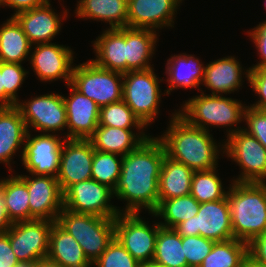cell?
Segmentation results:
<instances>
[{
  "label": "cell",
  "instance_id": "cell-14",
  "mask_svg": "<svg viewBox=\"0 0 266 267\" xmlns=\"http://www.w3.org/2000/svg\"><path fill=\"white\" fill-rule=\"evenodd\" d=\"M59 134L26 133L22 164L33 175L57 177L60 167V156L65 138ZM32 136V137H31Z\"/></svg>",
  "mask_w": 266,
  "mask_h": 267
},
{
  "label": "cell",
  "instance_id": "cell-53",
  "mask_svg": "<svg viewBox=\"0 0 266 267\" xmlns=\"http://www.w3.org/2000/svg\"><path fill=\"white\" fill-rule=\"evenodd\" d=\"M6 3V0H0V7Z\"/></svg>",
  "mask_w": 266,
  "mask_h": 267
},
{
  "label": "cell",
  "instance_id": "cell-42",
  "mask_svg": "<svg viewBox=\"0 0 266 267\" xmlns=\"http://www.w3.org/2000/svg\"><path fill=\"white\" fill-rule=\"evenodd\" d=\"M248 83L259 96V100L249 106L266 112V67L250 68Z\"/></svg>",
  "mask_w": 266,
  "mask_h": 267
},
{
  "label": "cell",
  "instance_id": "cell-36",
  "mask_svg": "<svg viewBox=\"0 0 266 267\" xmlns=\"http://www.w3.org/2000/svg\"><path fill=\"white\" fill-rule=\"evenodd\" d=\"M98 125L123 129L136 128L139 133H145L147 128L123 100L101 107Z\"/></svg>",
  "mask_w": 266,
  "mask_h": 267
},
{
  "label": "cell",
  "instance_id": "cell-20",
  "mask_svg": "<svg viewBox=\"0 0 266 267\" xmlns=\"http://www.w3.org/2000/svg\"><path fill=\"white\" fill-rule=\"evenodd\" d=\"M50 2L48 0L40 7L21 11L13 16L21 25L32 46L51 43L55 36L60 33L62 20L68 18L67 8L59 16L56 11L54 12Z\"/></svg>",
  "mask_w": 266,
  "mask_h": 267
},
{
  "label": "cell",
  "instance_id": "cell-37",
  "mask_svg": "<svg viewBox=\"0 0 266 267\" xmlns=\"http://www.w3.org/2000/svg\"><path fill=\"white\" fill-rule=\"evenodd\" d=\"M123 156L94 150L91 179L115 189L121 174Z\"/></svg>",
  "mask_w": 266,
  "mask_h": 267
},
{
  "label": "cell",
  "instance_id": "cell-9",
  "mask_svg": "<svg viewBox=\"0 0 266 267\" xmlns=\"http://www.w3.org/2000/svg\"><path fill=\"white\" fill-rule=\"evenodd\" d=\"M224 153L238 166L241 173L233 182L266 181V148L245 130L230 134L224 141Z\"/></svg>",
  "mask_w": 266,
  "mask_h": 267
},
{
  "label": "cell",
  "instance_id": "cell-12",
  "mask_svg": "<svg viewBox=\"0 0 266 267\" xmlns=\"http://www.w3.org/2000/svg\"><path fill=\"white\" fill-rule=\"evenodd\" d=\"M112 198L111 188L90 178L71 185L63 193V206L75 213L116 218L119 207L111 204Z\"/></svg>",
  "mask_w": 266,
  "mask_h": 267
},
{
  "label": "cell",
  "instance_id": "cell-19",
  "mask_svg": "<svg viewBox=\"0 0 266 267\" xmlns=\"http://www.w3.org/2000/svg\"><path fill=\"white\" fill-rule=\"evenodd\" d=\"M183 0H128V27L158 29L174 27V15Z\"/></svg>",
  "mask_w": 266,
  "mask_h": 267
},
{
  "label": "cell",
  "instance_id": "cell-38",
  "mask_svg": "<svg viewBox=\"0 0 266 267\" xmlns=\"http://www.w3.org/2000/svg\"><path fill=\"white\" fill-rule=\"evenodd\" d=\"M1 74H3L4 107L15 106L20 102L17 91H20L19 88L29 71L20 63L1 62Z\"/></svg>",
  "mask_w": 266,
  "mask_h": 267
},
{
  "label": "cell",
  "instance_id": "cell-35",
  "mask_svg": "<svg viewBox=\"0 0 266 267\" xmlns=\"http://www.w3.org/2000/svg\"><path fill=\"white\" fill-rule=\"evenodd\" d=\"M217 168L194 171L191 183V195L201 204L223 199L227 191L224 190L222 180L217 174Z\"/></svg>",
  "mask_w": 266,
  "mask_h": 267
},
{
  "label": "cell",
  "instance_id": "cell-13",
  "mask_svg": "<svg viewBox=\"0 0 266 267\" xmlns=\"http://www.w3.org/2000/svg\"><path fill=\"white\" fill-rule=\"evenodd\" d=\"M54 221L33 219L13 223L8 229L12 251L19 261L38 262L47 258Z\"/></svg>",
  "mask_w": 266,
  "mask_h": 267
},
{
  "label": "cell",
  "instance_id": "cell-27",
  "mask_svg": "<svg viewBox=\"0 0 266 267\" xmlns=\"http://www.w3.org/2000/svg\"><path fill=\"white\" fill-rule=\"evenodd\" d=\"M75 14L80 19L109 23L108 29L128 27V0H79Z\"/></svg>",
  "mask_w": 266,
  "mask_h": 267
},
{
  "label": "cell",
  "instance_id": "cell-6",
  "mask_svg": "<svg viewBox=\"0 0 266 267\" xmlns=\"http://www.w3.org/2000/svg\"><path fill=\"white\" fill-rule=\"evenodd\" d=\"M160 82L163 79L155 74L154 68L129 71L123 74L122 100L146 126L154 123L160 113Z\"/></svg>",
  "mask_w": 266,
  "mask_h": 267
},
{
  "label": "cell",
  "instance_id": "cell-7",
  "mask_svg": "<svg viewBox=\"0 0 266 267\" xmlns=\"http://www.w3.org/2000/svg\"><path fill=\"white\" fill-rule=\"evenodd\" d=\"M70 84L100 108L122 100L123 74L101 68L92 60L73 67Z\"/></svg>",
  "mask_w": 266,
  "mask_h": 267
},
{
  "label": "cell",
  "instance_id": "cell-54",
  "mask_svg": "<svg viewBox=\"0 0 266 267\" xmlns=\"http://www.w3.org/2000/svg\"><path fill=\"white\" fill-rule=\"evenodd\" d=\"M34 267H39V261L36 262L35 266Z\"/></svg>",
  "mask_w": 266,
  "mask_h": 267
},
{
  "label": "cell",
  "instance_id": "cell-49",
  "mask_svg": "<svg viewBox=\"0 0 266 267\" xmlns=\"http://www.w3.org/2000/svg\"><path fill=\"white\" fill-rule=\"evenodd\" d=\"M39 267H61V266L46 258L43 260H39Z\"/></svg>",
  "mask_w": 266,
  "mask_h": 267
},
{
  "label": "cell",
  "instance_id": "cell-41",
  "mask_svg": "<svg viewBox=\"0 0 266 267\" xmlns=\"http://www.w3.org/2000/svg\"><path fill=\"white\" fill-rule=\"evenodd\" d=\"M244 121L247 126L243 127V130L254 136L266 148V112L248 105L244 111Z\"/></svg>",
  "mask_w": 266,
  "mask_h": 267
},
{
  "label": "cell",
  "instance_id": "cell-48",
  "mask_svg": "<svg viewBox=\"0 0 266 267\" xmlns=\"http://www.w3.org/2000/svg\"><path fill=\"white\" fill-rule=\"evenodd\" d=\"M0 107H4V87H3V74H1V62H0Z\"/></svg>",
  "mask_w": 266,
  "mask_h": 267
},
{
  "label": "cell",
  "instance_id": "cell-18",
  "mask_svg": "<svg viewBox=\"0 0 266 267\" xmlns=\"http://www.w3.org/2000/svg\"><path fill=\"white\" fill-rule=\"evenodd\" d=\"M68 87L71 88L70 95H63L67 116V135L64 137L88 140L98 127L100 107L70 83Z\"/></svg>",
  "mask_w": 266,
  "mask_h": 267
},
{
  "label": "cell",
  "instance_id": "cell-25",
  "mask_svg": "<svg viewBox=\"0 0 266 267\" xmlns=\"http://www.w3.org/2000/svg\"><path fill=\"white\" fill-rule=\"evenodd\" d=\"M150 136L145 133L135 134L132 129L98 125L88 140L94 150L125 156Z\"/></svg>",
  "mask_w": 266,
  "mask_h": 267
},
{
  "label": "cell",
  "instance_id": "cell-29",
  "mask_svg": "<svg viewBox=\"0 0 266 267\" xmlns=\"http://www.w3.org/2000/svg\"><path fill=\"white\" fill-rule=\"evenodd\" d=\"M193 170L165 155L159 176V203L190 195Z\"/></svg>",
  "mask_w": 266,
  "mask_h": 267
},
{
  "label": "cell",
  "instance_id": "cell-39",
  "mask_svg": "<svg viewBox=\"0 0 266 267\" xmlns=\"http://www.w3.org/2000/svg\"><path fill=\"white\" fill-rule=\"evenodd\" d=\"M92 265L96 267H140V263L115 237Z\"/></svg>",
  "mask_w": 266,
  "mask_h": 267
},
{
  "label": "cell",
  "instance_id": "cell-21",
  "mask_svg": "<svg viewBox=\"0 0 266 267\" xmlns=\"http://www.w3.org/2000/svg\"><path fill=\"white\" fill-rule=\"evenodd\" d=\"M234 56L219 58L207 63L204 69L202 85L211 91V95L230 94L241 89L242 77L249 81L250 68L244 69ZM244 71H243V70ZM246 71V72H245Z\"/></svg>",
  "mask_w": 266,
  "mask_h": 267
},
{
  "label": "cell",
  "instance_id": "cell-45",
  "mask_svg": "<svg viewBox=\"0 0 266 267\" xmlns=\"http://www.w3.org/2000/svg\"><path fill=\"white\" fill-rule=\"evenodd\" d=\"M18 262L11 249L9 233H0V267H14Z\"/></svg>",
  "mask_w": 266,
  "mask_h": 267
},
{
  "label": "cell",
  "instance_id": "cell-1",
  "mask_svg": "<svg viewBox=\"0 0 266 267\" xmlns=\"http://www.w3.org/2000/svg\"><path fill=\"white\" fill-rule=\"evenodd\" d=\"M165 147L158 137L150 136L136 149L123 156L121 174L114 198L126 201L119 213H154L159 206V176Z\"/></svg>",
  "mask_w": 266,
  "mask_h": 267
},
{
  "label": "cell",
  "instance_id": "cell-22",
  "mask_svg": "<svg viewBox=\"0 0 266 267\" xmlns=\"http://www.w3.org/2000/svg\"><path fill=\"white\" fill-rule=\"evenodd\" d=\"M104 30L94 42L92 41L96 59L91 60L101 68L121 74L127 73L126 27Z\"/></svg>",
  "mask_w": 266,
  "mask_h": 267
},
{
  "label": "cell",
  "instance_id": "cell-46",
  "mask_svg": "<svg viewBox=\"0 0 266 267\" xmlns=\"http://www.w3.org/2000/svg\"><path fill=\"white\" fill-rule=\"evenodd\" d=\"M47 1L48 0H6V3L3 5V7L8 6L9 8L14 9L15 12L12 15L13 17L21 11L40 7L44 5Z\"/></svg>",
  "mask_w": 266,
  "mask_h": 267
},
{
  "label": "cell",
  "instance_id": "cell-2",
  "mask_svg": "<svg viewBox=\"0 0 266 267\" xmlns=\"http://www.w3.org/2000/svg\"><path fill=\"white\" fill-rule=\"evenodd\" d=\"M171 116L167 130L158 136L166 155L193 171L217 168L224 143L217 145L210 131L191 125L176 110Z\"/></svg>",
  "mask_w": 266,
  "mask_h": 267
},
{
  "label": "cell",
  "instance_id": "cell-47",
  "mask_svg": "<svg viewBox=\"0 0 266 267\" xmlns=\"http://www.w3.org/2000/svg\"><path fill=\"white\" fill-rule=\"evenodd\" d=\"M12 222L7 214L6 199L0 190V233H5L12 226Z\"/></svg>",
  "mask_w": 266,
  "mask_h": 267
},
{
  "label": "cell",
  "instance_id": "cell-52",
  "mask_svg": "<svg viewBox=\"0 0 266 267\" xmlns=\"http://www.w3.org/2000/svg\"><path fill=\"white\" fill-rule=\"evenodd\" d=\"M140 267H165V266L158 264L154 261H149V262L141 263Z\"/></svg>",
  "mask_w": 266,
  "mask_h": 267
},
{
  "label": "cell",
  "instance_id": "cell-33",
  "mask_svg": "<svg viewBox=\"0 0 266 267\" xmlns=\"http://www.w3.org/2000/svg\"><path fill=\"white\" fill-rule=\"evenodd\" d=\"M153 261L165 267H188L182 237L175 229L159 228Z\"/></svg>",
  "mask_w": 266,
  "mask_h": 267
},
{
  "label": "cell",
  "instance_id": "cell-8",
  "mask_svg": "<svg viewBox=\"0 0 266 267\" xmlns=\"http://www.w3.org/2000/svg\"><path fill=\"white\" fill-rule=\"evenodd\" d=\"M174 229L181 237L200 235L215 242L233 239L227 196L218 201L201 203L196 216L181 222Z\"/></svg>",
  "mask_w": 266,
  "mask_h": 267
},
{
  "label": "cell",
  "instance_id": "cell-31",
  "mask_svg": "<svg viewBox=\"0 0 266 267\" xmlns=\"http://www.w3.org/2000/svg\"><path fill=\"white\" fill-rule=\"evenodd\" d=\"M0 190L6 199L8 217L12 223L30 220L27 185L17 176L0 179Z\"/></svg>",
  "mask_w": 266,
  "mask_h": 267
},
{
  "label": "cell",
  "instance_id": "cell-40",
  "mask_svg": "<svg viewBox=\"0 0 266 267\" xmlns=\"http://www.w3.org/2000/svg\"><path fill=\"white\" fill-rule=\"evenodd\" d=\"M215 241L198 236L182 237L184 255L188 267H199L204 258L211 252Z\"/></svg>",
  "mask_w": 266,
  "mask_h": 267
},
{
  "label": "cell",
  "instance_id": "cell-30",
  "mask_svg": "<svg viewBox=\"0 0 266 267\" xmlns=\"http://www.w3.org/2000/svg\"><path fill=\"white\" fill-rule=\"evenodd\" d=\"M32 45L14 17L0 27V62L20 63L30 56Z\"/></svg>",
  "mask_w": 266,
  "mask_h": 267
},
{
  "label": "cell",
  "instance_id": "cell-32",
  "mask_svg": "<svg viewBox=\"0 0 266 267\" xmlns=\"http://www.w3.org/2000/svg\"><path fill=\"white\" fill-rule=\"evenodd\" d=\"M200 203L190 194L187 196L162 200L157 210L151 213L154 216L163 219L159 221L161 227L174 229L178 224L187 221L198 213Z\"/></svg>",
  "mask_w": 266,
  "mask_h": 267
},
{
  "label": "cell",
  "instance_id": "cell-17",
  "mask_svg": "<svg viewBox=\"0 0 266 267\" xmlns=\"http://www.w3.org/2000/svg\"><path fill=\"white\" fill-rule=\"evenodd\" d=\"M93 156L94 148L89 140L66 139L63 142L56 177L62 193L71 185L91 178Z\"/></svg>",
  "mask_w": 266,
  "mask_h": 267
},
{
  "label": "cell",
  "instance_id": "cell-16",
  "mask_svg": "<svg viewBox=\"0 0 266 267\" xmlns=\"http://www.w3.org/2000/svg\"><path fill=\"white\" fill-rule=\"evenodd\" d=\"M30 175L32 177H30ZM17 175L29 193L30 220L45 219L57 222L63 209V193L54 176Z\"/></svg>",
  "mask_w": 266,
  "mask_h": 267
},
{
  "label": "cell",
  "instance_id": "cell-10",
  "mask_svg": "<svg viewBox=\"0 0 266 267\" xmlns=\"http://www.w3.org/2000/svg\"><path fill=\"white\" fill-rule=\"evenodd\" d=\"M140 213H119L115 218V238L140 264L153 261L159 222L149 225Z\"/></svg>",
  "mask_w": 266,
  "mask_h": 267
},
{
  "label": "cell",
  "instance_id": "cell-44",
  "mask_svg": "<svg viewBox=\"0 0 266 267\" xmlns=\"http://www.w3.org/2000/svg\"><path fill=\"white\" fill-rule=\"evenodd\" d=\"M248 256L266 267V231L248 243Z\"/></svg>",
  "mask_w": 266,
  "mask_h": 267
},
{
  "label": "cell",
  "instance_id": "cell-5",
  "mask_svg": "<svg viewBox=\"0 0 266 267\" xmlns=\"http://www.w3.org/2000/svg\"><path fill=\"white\" fill-rule=\"evenodd\" d=\"M57 223L80 244L93 263L115 237V218L75 213L63 207Z\"/></svg>",
  "mask_w": 266,
  "mask_h": 267
},
{
  "label": "cell",
  "instance_id": "cell-28",
  "mask_svg": "<svg viewBox=\"0 0 266 267\" xmlns=\"http://www.w3.org/2000/svg\"><path fill=\"white\" fill-rule=\"evenodd\" d=\"M155 30L126 27V61L129 71L153 68L152 57L155 54L159 37Z\"/></svg>",
  "mask_w": 266,
  "mask_h": 267
},
{
  "label": "cell",
  "instance_id": "cell-51",
  "mask_svg": "<svg viewBox=\"0 0 266 267\" xmlns=\"http://www.w3.org/2000/svg\"><path fill=\"white\" fill-rule=\"evenodd\" d=\"M36 262L19 261L14 267H34Z\"/></svg>",
  "mask_w": 266,
  "mask_h": 267
},
{
  "label": "cell",
  "instance_id": "cell-43",
  "mask_svg": "<svg viewBox=\"0 0 266 267\" xmlns=\"http://www.w3.org/2000/svg\"><path fill=\"white\" fill-rule=\"evenodd\" d=\"M248 36H250L251 41L254 43L257 54L260 57V61L257 64H253L249 68H262L266 67V20L260 22L259 25L251 30L246 31Z\"/></svg>",
  "mask_w": 266,
  "mask_h": 267
},
{
  "label": "cell",
  "instance_id": "cell-3",
  "mask_svg": "<svg viewBox=\"0 0 266 267\" xmlns=\"http://www.w3.org/2000/svg\"><path fill=\"white\" fill-rule=\"evenodd\" d=\"M227 190L235 239L245 243L266 231V182H233Z\"/></svg>",
  "mask_w": 266,
  "mask_h": 267
},
{
  "label": "cell",
  "instance_id": "cell-24",
  "mask_svg": "<svg viewBox=\"0 0 266 267\" xmlns=\"http://www.w3.org/2000/svg\"><path fill=\"white\" fill-rule=\"evenodd\" d=\"M199 58H195V55H187L186 53L171 56L167 59L166 71L167 81L169 86L165 93L170 95V93L177 88H199L203 82L204 69Z\"/></svg>",
  "mask_w": 266,
  "mask_h": 267
},
{
  "label": "cell",
  "instance_id": "cell-4",
  "mask_svg": "<svg viewBox=\"0 0 266 267\" xmlns=\"http://www.w3.org/2000/svg\"><path fill=\"white\" fill-rule=\"evenodd\" d=\"M201 94L189 98L177 113L188 123L197 128L209 131V126L226 127L227 137L243 127L237 126L244 122L245 104L238 99L225 97L224 95ZM238 123V124H237ZM230 127V128H227ZM233 127V129H232Z\"/></svg>",
  "mask_w": 266,
  "mask_h": 267
},
{
  "label": "cell",
  "instance_id": "cell-15",
  "mask_svg": "<svg viewBox=\"0 0 266 267\" xmlns=\"http://www.w3.org/2000/svg\"><path fill=\"white\" fill-rule=\"evenodd\" d=\"M34 46V47H33ZM34 51L27 59L33 72L42 82L64 80L66 85L71 82L74 52L70 47L55 43L36 44ZM73 64V65H72Z\"/></svg>",
  "mask_w": 266,
  "mask_h": 267
},
{
  "label": "cell",
  "instance_id": "cell-26",
  "mask_svg": "<svg viewBox=\"0 0 266 267\" xmlns=\"http://www.w3.org/2000/svg\"><path fill=\"white\" fill-rule=\"evenodd\" d=\"M47 259L61 267H92L85 256L82 247L57 222L50 232L49 251Z\"/></svg>",
  "mask_w": 266,
  "mask_h": 267
},
{
  "label": "cell",
  "instance_id": "cell-50",
  "mask_svg": "<svg viewBox=\"0 0 266 267\" xmlns=\"http://www.w3.org/2000/svg\"><path fill=\"white\" fill-rule=\"evenodd\" d=\"M243 267H265L257 262L253 261L249 256L246 257Z\"/></svg>",
  "mask_w": 266,
  "mask_h": 267
},
{
  "label": "cell",
  "instance_id": "cell-11",
  "mask_svg": "<svg viewBox=\"0 0 266 267\" xmlns=\"http://www.w3.org/2000/svg\"><path fill=\"white\" fill-rule=\"evenodd\" d=\"M16 106L24 119L27 131L55 134L67 128L66 108L63 95L49 93L22 100Z\"/></svg>",
  "mask_w": 266,
  "mask_h": 267
},
{
  "label": "cell",
  "instance_id": "cell-34",
  "mask_svg": "<svg viewBox=\"0 0 266 267\" xmlns=\"http://www.w3.org/2000/svg\"><path fill=\"white\" fill-rule=\"evenodd\" d=\"M248 244L238 239L215 242L199 267H243Z\"/></svg>",
  "mask_w": 266,
  "mask_h": 267
},
{
  "label": "cell",
  "instance_id": "cell-23",
  "mask_svg": "<svg viewBox=\"0 0 266 267\" xmlns=\"http://www.w3.org/2000/svg\"><path fill=\"white\" fill-rule=\"evenodd\" d=\"M27 128L19 108L0 107V163L12 171L13 156L22 147L21 160L24 152ZM10 166V167H9Z\"/></svg>",
  "mask_w": 266,
  "mask_h": 267
}]
</instances>
